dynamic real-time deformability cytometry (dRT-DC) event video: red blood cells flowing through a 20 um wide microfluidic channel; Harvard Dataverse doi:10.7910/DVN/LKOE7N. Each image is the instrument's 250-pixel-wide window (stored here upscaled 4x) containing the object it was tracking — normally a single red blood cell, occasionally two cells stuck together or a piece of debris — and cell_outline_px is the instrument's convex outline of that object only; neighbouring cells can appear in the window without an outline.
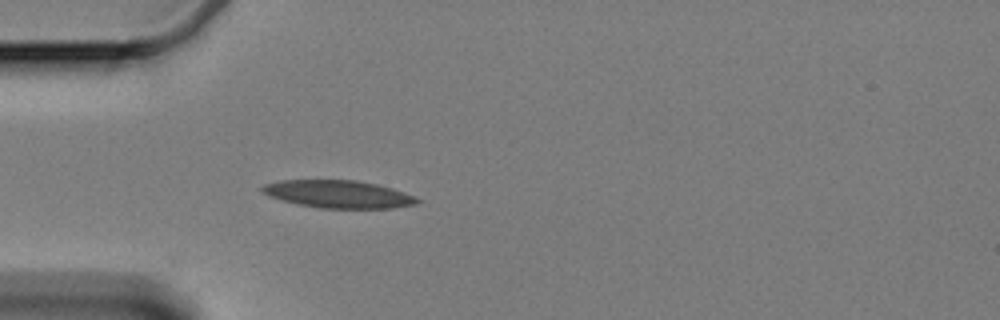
{"species": "Egyptian fruit bat (a non-hibernating species)", "species_latin": "Rousettus aegyptiacus", "temperature_condition": "cold", "stored_images_in_passage": 43, "camera_frame_rate_fps": 3000, "um_per_image_px": 0.085, "animal": {"sex": "female"}, "frame": {"image": 1, "passage_image": 1, "time_ms": 0.0, "image_size_px": [1000, 320], "cell_outline_px": [[420, 200], [416, 204], [392, 208], [320, 208], [296, 204], [280, 200], [268, 196], [260, 192], [260, 188], [264, 184], [280, 180], [356, 180], [376, 184], [392, 188], [404, 192]], "centroid_in_image_um": [28.68, 16.5], "position_along_channel_um": 56.3, "area_um2": 25.03}}
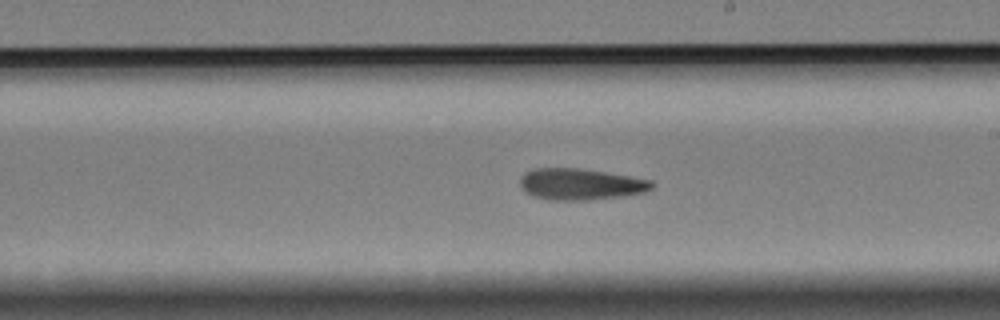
{"frame": {"image": 2, "passage_image": 18, "time_ms": 5.667, "image_size_px": [1000, 320], "cell_outline_px": [[656, 184], [652, 188], [644, 192], [620, 196], [588, 200], [552, 200], [532, 196], [520, 188], [520, 176], [524, 172], [536, 168], [576, 168], [604, 172], [652, 180]], "centroid_in_image_um": [49.31, 15.65], "position_along_channel_um": 239.7, "area_um2": 24.04}}
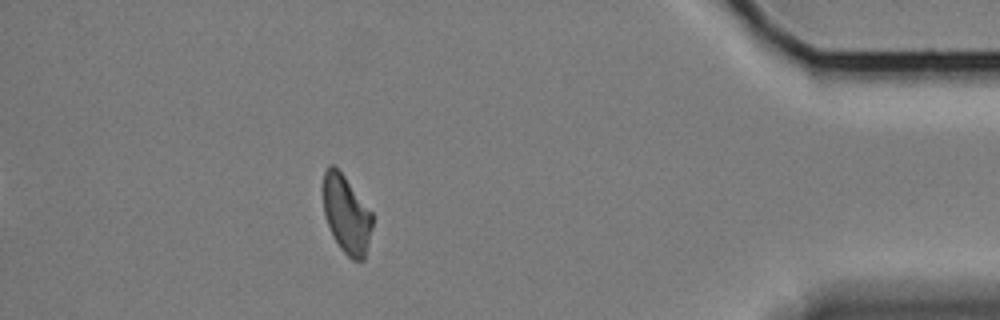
{"frame": {"image": 3, "passage_image": 37, "time_ms": 12.0, "image_size_px": [1000, 320], "cell_outline_px": [[372, 228], [364, 260], [352, 260], [340, 248], [332, 236], [324, 216], [324, 172], [328, 164], [332, 164], [344, 176], [372, 212]], "centroid_in_image_um": [29.44, 18.25], "position_along_channel_um": 405.8, "area_um2": 22.14}, "authors_computed_cell_mechanics": {"area_um2": 23.698, "velocity_mm_per_s": 3.3213, "shape_relaxation_time_tau1_ms": null, "shape_relaxation_time_tau2_ms": 8.2606, "deformation_change_tau1": null, "deformation_change_tau2": 0.1622}}